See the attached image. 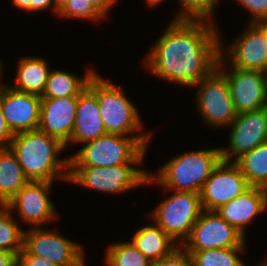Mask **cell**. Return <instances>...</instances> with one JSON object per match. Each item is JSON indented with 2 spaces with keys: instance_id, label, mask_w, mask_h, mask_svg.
Returning <instances> with one entry per match:
<instances>
[{
  "instance_id": "6da1fadb",
  "label": "cell",
  "mask_w": 267,
  "mask_h": 266,
  "mask_svg": "<svg viewBox=\"0 0 267 266\" xmlns=\"http://www.w3.org/2000/svg\"><path fill=\"white\" fill-rule=\"evenodd\" d=\"M213 21L173 19L144 63L170 83L194 87L209 75L221 55V39Z\"/></svg>"
},
{
  "instance_id": "7a4b0ae2",
  "label": "cell",
  "mask_w": 267,
  "mask_h": 266,
  "mask_svg": "<svg viewBox=\"0 0 267 266\" xmlns=\"http://www.w3.org/2000/svg\"><path fill=\"white\" fill-rule=\"evenodd\" d=\"M9 147L29 181L69 180L70 160L57 158L66 148L58 139L37 129L14 134Z\"/></svg>"
},
{
  "instance_id": "3957f363",
  "label": "cell",
  "mask_w": 267,
  "mask_h": 266,
  "mask_svg": "<svg viewBox=\"0 0 267 266\" xmlns=\"http://www.w3.org/2000/svg\"><path fill=\"white\" fill-rule=\"evenodd\" d=\"M152 133L124 136L106 133L88 141L74 155L70 166L109 167L121 164L141 165Z\"/></svg>"
},
{
  "instance_id": "277c9868",
  "label": "cell",
  "mask_w": 267,
  "mask_h": 266,
  "mask_svg": "<svg viewBox=\"0 0 267 266\" xmlns=\"http://www.w3.org/2000/svg\"><path fill=\"white\" fill-rule=\"evenodd\" d=\"M221 160L220 148L184 153L160 167L157 176L149 173L146 184L154 182L165 190L199 193Z\"/></svg>"
},
{
  "instance_id": "5b68a950",
  "label": "cell",
  "mask_w": 267,
  "mask_h": 266,
  "mask_svg": "<svg viewBox=\"0 0 267 266\" xmlns=\"http://www.w3.org/2000/svg\"><path fill=\"white\" fill-rule=\"evenodd\" d=\"M95 73L87 87L96 95L100 116L106 133L127 136L139 132L142 121L139 112L121 90L108 80Z\"/></svg>"
},
{
  "instance_id": "8992f818",
  "label": "cell",
  "mask_w": 267,
  "mask_h": 266,
  "mask_svg": "<svg viewBox=\"0 0 267 266\" xmlns=\"http://www.w3.org/2000/svg\"><path fill=\"white\" fill-rule=\"evenodd\" d=\"M202 211L199 193L175 191L159 203L150 216L177 245L179 239L182 245Z\"/></svg>"
},
{
  "instance_id": "52a82bcc",
  "label": "cell",
  "mask_w": 267,
  "mask_h": 266,
  "mask_svg": "<svg viewBox=\"0 0 267 266\" xmlns=\"http://www.w3.org/2000/svg\"><path fill=\"white\" fill-rule=\"evenodd\" d=\"M132 165L121 164L109 167L69 166L71 183L92 188L104 193H124L144 185L149 173Z\"/></svg>"
},
{
  "instance_id": "ba28073f",
  "label": "cell",
  "mask_w": 267,
  "mask_h": 266,
  "mask_svg": "<svg viewBox=\"0 0 267 266\" xmlns=\"http://www.w3.org/2000/svg\"><path fill=\"white\" fill-rule=\"evenodd\" d=\"M199 85V87H198ZM195 97L197 109L210 127L229 126L237 117L225 74L216 67L201 79Z\"/></svg>"
},
{
  "instance_id": "9c48e42d",
  "label": "cell",
  "mask_w": 267,
  "mask_h": 266,
  "mask_svg": "<svg viewBox=\"0 0 267 266\" xmlns=\"http://www.w3.org/2000/svg\"><path fill=\"white\" fill-rule=\"evenodd\" d=\"M23 248L31 255L45 258L57 266H84L83 247L42 227L24 231Z\"/></svg>"
},
{
  "instance_id": "30bf717a",
  "label": "cell",
  "mask_w": 267,
  "mask_h": 266,
  "mask_svg": "<svg viewBox=\"0 0 267 266\" xmlns=\"http://www.w3.org/2000/svg\"><path fill=\"white\" fill-rule=\"evenodd\" d=\"M245 236L215 211L203 210L189 237L181 245L186 251L246 247Z\"/></svg>"
},
{
  "instance_id": "8fae6325",
  "label": "cell",
  "mask_w": 267,
  "mask_h": 266,
  "mask_svg": "<svg viewBox=\"0 0 267 266\" xmlns=\"http://www.w3.org/2000/svg\"><path fill=\"white\" fill-rule=\"evenodd\" d=\"M225 57V54L220 55L217 67L219 69L223 68L221 71L227 78L230 95L237 114L267 107V86L264 72L243 70L232 66L228 72L224 68L227 60L224 59Z\"/></svg>"
},
{
  "instance_id": "7c38bea8",
  "label": "cell",
  "mask_w": 267,
  "mask_h": 266,
  "mask_svg": "<svg viewBox=\"0 0 267 266\" xmlns=\"http://www.w3.org/2000/svg\"><path fill=\"white\" fill-rule=\"evenodd\" d=\"M249 187L235 162L221 160L199 192L202 209L216 211Z\"/></svg>"
},
{
  "instance_id": "4fadbf2b",
  "label": "cell",
  "mask_w": 267,
  "mask_h": 266,
  "mask_svg": "<svg viewBox=\"0 0 267 266\" xmlns=\"http://www.w3.org/2000/svg\"><path fill=\"white\" fill-rule=\"evenodd\" d=\"M52 184L47 181H28L5 207L12 213L18 211L23 223L40 227L57 218L56 208L49 198Z\"/></svg>"
},
{
  "instance_id": "5bb4252c",
  "label": "cell",
  "mask_w": 267,
  "mask_h": 266,
  "mask_svg": "<svg viewBox=\"0 0 267 266\" xmlns=\"http://www.w3.org/2000/svg\"><path fill=\"white\" fill-rule=\"evenodd\" d=\"M229 148H220L222 160L235 162L256 146L267 142V107L237 114L229 125Z\"/></svg>"
},
{
  "instance_id": "9a60e30c",
  "label": "cell",
  "mask_w": 267,
  "mask_h": 266,
  "mask_svg": "<svg viewBox=\"0 0 267 266\" xmlns=\"http://www.w3.org/2000/svg\"><path fill=\"white\" fill-rule=\"evenodd\" d=\"M0 106L13 134L37 130L40 121L41 96L5 86L0 94Z\"/></svg>"
},
{
  "instance_id": "2e32d148",
  "label": "cell",
  "mask_w": 267,
  "mask_h": 266,
  "mask_svg": "<svg viewBox=\"0 0 267 266\" xmlns=\"http://www.w3.org/2000/svg\"><path fill=\"white\" fill-rule=\"evenodd\" d=\"M247 25L246 30L232 44H228L227 49H223L226 46L221 40V54L228 50L226 58L230 61L228 65L232 67L264 72L267 68L266 36L256 23L249 22Z\"/></svg>"
},
{
  "instance_id": "e0dca14e",
  "label": "cell",
  "mask_w": 267,
  "mask_h": 266,
  "mask_svg": "<svg viewBox=\"0 0 267 266\" xmlns=\"http://www.w3.org/2000/svg\"><path fill=\"white\" fill-rule=\"evenodd\" d=\"M77 103L78 96L41 98L38 130L58 139L67 147L73 133Z\"/></svg>"
},
{
  "instance_id": "ac0fdd59",
  "label": "cell",
  "mask_w": 267,
  "mask_h": 266,
  "mask_svg": "<svg viewBox=\"0 0 267 266\" xmlns=\"http://www.w3.org/2000/svg\"><path fill=\"white\" fill-rule=\"evenodd\" d=\"M267 208V189L250 186L241 195L221 206L215 212L244 236L246 226Z\"/></svg>"
},
{
  "instance_id": "d6986e66",
  "label": "cell",
  "mask_w": 267,
  "mask_h": 266,
  "mask_svg": "<svg viewBox=\"0 0 267 266\" xmlns=\"http://www.w3.org/2000/svg\"><path fill=\"white\" fill-rule=\"evenodd\" d=\"M106 134L96 95L86 87L78 95L76 119L70 142L84 143Z\"/></svg>"
},
{
  "instance_id": "ffe728a7",
  "label": "cell",
  "mask_w": 267,
  "mask_h": 266,
  "mask_svg": "<svg viewBox=\"0 0 267 266\" xmlns=\"http://www.w3.org/2000/svg\"><path fill=\"white\" fill-rule=\"evenodd\" d=\"M131 240L151 263L168 256L179 246L156 224L140 228Z\"/></svg>"
},
{
  "instance_id": "44dd1931",
  "label": "cell",
  "mask_w": 267,
  "mask_h": 266,
  "mask_svg": "<svg viewBox=\"0 0 267 266\" xmlns=\"http://www.w3.org/2000/svg\"><path fill=\"white\" fill-rule=\"evenodd\" d=\"M16 84L11 88L42 95L46 86L48 75L50 73L47 61L37 57H23L20 59L17 68Z\"/></svg>"
},
{
  "instance_id": "7402d4cb",
  "label": "cell",
  "mask_w": 267,
  "mask_h": 266,
  "mask_svg": "<svg viewBox=\"0 0 267 266\" xmlns=\"http://www.w3.org/2000/svg\"><path fill=\"white\" fill-rule=\"evenodd\" d=\"M28 181L15 153L10 147H1L0 206H5Z\"/></svg>"
},
{
  "instance_id": "603a6c76",
  "label": "cell",
  "mask_w": 267,
  "mask_h": 266,
  "mask_svg": "<svg viewBox=\"0 0 267 266\" xmlns=\"http://www.w3.org/2000/svg\"><path fill=\"white\" fill-rule=\"evenodd\" d=\"M95 73L94 70L87 69L83 78H77L63 70H50L41 98L78 96L87 87L89 80Z\"/></svg>"
},
{
  "instance_id": "cb8c5ba5",
  "label": "cell",
  "mask_w": 267,
  "mask_h": 266,
  "mask_svg": "<svg viewBox=\"0 0 267 266\" xmlns=\"http://www.w3.org/2000/svg\"><path fill=\"white\" fill-rule=\"evenodd\" d=\"M235 163L250 186L267 189V142L243 154Z\"/></svg>"
},
{
  "instance_id": "d4e9b609",
  "label": "cell",
  "mask_w": 267,
  "mask_h": 266,
  "mask_svg": "<svg viewBox=\"0 0 267 266\" xmlns=\"http://www.w3.org/2000/svg\"><path fill=\"white\" fill-rule=\"evenodd\" d=\"M245 248L230 247L187 252L194 266H246L238 256Z\"/></svg>"
},
{
  "instance_id": "484cf974",
  "label": "cell",
  "mask_w": 267,
  "mask_h": 266,
  "mask_svg": "<svg viewBox=\"0 0 267 266\" xmlns=\"http://www.w3.org/2000/svg\"><path fill=\"white\" fill-rule=\"evenodd\" d=\"M12 212L0 206V250L18 255L23 249L24 231L12 218Z\"/></svg>"
},
{
  "instance_id": "4316f807",
  "label": "cell",
  "mask_w": 267,
  "mask_h": 266,
  "mask_svg": "<svg viewBox=\"0 0 267 266\" xmlns=\"http://www.w3.org/2000/svg\"><path fill=\"white\" fill-rule=\"evenodd\" d=\"M105 262L111 266H151V262L129 242L108 245Z\"/></svg>"
},
{
  "instance_id": "83f0119b",
  "label": "cell",
  "mask_w": 267,
  "mask_h": 266,
  "mask_svg": "<svg viewBox=\"0 0 267 266\" xmlns=\"http://www.w3.org/2000/svg\"><path fill=\"white\" fill-rule=\"evenodd\" d=\"M219 0H180L182 11L179 10L173 19L207 20L211 16Z\"/></svg>"
},
{
  "instance_id": "f1b7e54d",
  "label": "cell",
  "mask_w": 267,
  "mask_h": 266,
  "mask_svg": "<svg viewBox=\"0 0 267 266\" xmlns=\"http://www.w3.org/2000/svg\"><path fill=\"white\" fill-rule=\"evenodd\" d=\"M58 15L60 17L67 16L68 18L85 19L93 22L104 19L88 0H69Z\"/></svg>"
},
{
  "instance_id": "f546056e",
  "label": "cell",
  "mask_w": 267,
  "mask_h": 266,
  "mask_svg": "<svg viewBox=\"0 0 267 266\" xmlns=\"http://www.w3.org/2000/svg\"><path fill=\"white\" fill-rule=\"evenodd\" d=\"M151 266H194L190 254L178 246L168 256L151 263Z\"/></svg>"
},
{
  "instance_id": "4dcf8cb0",
  "label": "cell",
  "mask_w": 267,
  "mask_h": 266,
  "mask_svg": "<svg viewBox=\"0 0 267 266\" xmlns=\"http://www.w3.org/2000/svg\"><path fill=\"white\" fill-rule=\"evenodd\" d=\"M239 4L244 6L250 12V23H257L267 19V0H237Z\"/></svg>"
},
{
  "instance_id": "1f68e13d",
  "label": "cell",
  "mask_w": 267,
  "mask_h": 266,
  "mask_svg": "<svg viewBox=\"0 0 267 266\" xmlns=\"http://www.w3.org/2000/svg\"><path fill=\"white\" fill-rule=\"evenodd\" d=\"M17 265L18 266H57L51 261L29 254L24 248L17 255Z\"/></svg>"
},
{
  "instance_id": "d6a6232c",
  "label": "cell",
  "mask_w": 267,
  "mask_h": 266,
  "mask_svg": "<svg viewBox=\"0 0 267 266\" xmlns=\"http://www.w3.org/2000/svg\"><path fill=\"white\" fill-rule=\"evenodd\" d=\"M13 137L14 134L9 129L0 106V148L9 147Z\"/></svg>"
},
{
  "instance_id": "836d02e7",
  "label": "cell",
  "mask_w": 267,
  "mask_h": 266,
  "mask_svg": "<svg viewBox=\"0 0 267 266\" xmlns=\"http://www.w3.org/2000/svg\"><path fill=\"white\" fill-rule=\"evenodd\" d=\"M95 9L105 18L116 0H88Z\"/></svg>"
},
{
  "instance_id": "e575fe53",
  "label": "cell",
  "mask_w": 267,
  "mask_h": 266,
  "mask_svg": "<svg viewBox=\"0 0 267 266\" xmlns=\"http://www.w3.org/2000/svg\"><path fill=\"white\" fill-rule=\"evenodd\" d=\"M53 7V11H55L54 0H33L30 2L29 12L46 10Z\"/></svg>"
},
{
  "instance_id": "d590c367",
  "label": "cell",
  "mask_w": 267,
  "mask_h": 266,
  "mask_svg": "<svg viewBox=\"0 0 267 266\" xmlns=\"http://www.w3.org/2000/svg\"><path fill=\"white\" fill-rule=\"evenodd\" d=\"M17 264V255L15 253L0 250V266H15Z\"/></svg>"
},
{
  "instance_id": "8d00e7d4",
  "label": "cell",
  "mask_w": 267,
  "mask_h": 266,
  "mask_svg": "<svg viewBox=\"0 0 267 266\" xmlns=\"http://www.w3.org/2000/svg\"><path fill=\"white\" fill-rule=\"evenodd\" d=\"M30 2H33V0H12V5L29 12Z\"/></svg>"
},
{
  "instance_id": "74e56055",
  "label": "cell",
  "mask_w": 267,
  "mask_h": 266,
  "mask_svg": "<svg viewBox=\"0 0 267 266\" xmlns=\"http://www.w3.org/2000/svg\"><path fill=\"white\" fill-rule=\"evenodd\" d=\"M69 0H54L55 5V13H58L63 9V7L67 4Z\"/></svg>"
},
{
  "instance_id": "f35d334b",
  "label": "cell",
  "mask_w": 267,
  "mask_h": 266,
  "mask_svg": "<svg viewBox=\"0 0 267 266\" xmlns=\"http://www.w3.org/2000/svg\"><path fill=\"white\" fill-rule=\"evenodd\" d=\"M263 31L267 39V19L261 20L256 23Z\"/></svg>"
},
{
  "instance_id": "ab89813d",
  "label": "cell",
  "mask_w": 267,
  "mask_h": 266,
  "mask_svg": "<svg viewBox=\"0 0 267 266\" xmlns=\"http://www.w3.org/2000/svg\"><path fill=\"white\" fill-rule=\"evenodd\" d=\"M146 1H147L146 3H148V6L151 7V5L155 6V5L159 4V3H162V1H164V0H146Z\"/></svg>"
},
{
  "instance_id": "60d3db41",
  "label": "cell",
  "mask_w": 267,
  "mask_h": 266,
  "mask_svg": "<svg viewBox=\"0 0 267 266\" xmlns=\"http://www.w3.org/2000/svg\"><path fill=\"white\" fill-rule=\"evenodd\" d=\"M2 68H3V64H2V62H0V77H1V74H2ZM4 87H5V85L4 84H1V82H0V94H1V92H2V90H3Z\"/></svg>"
},
{
  "instance_id": "b9f144b4",
  "label": "cell",
  "mask_w": 267,
  "mask_h": 266,
  "mask_svg": "<svg viewBox=\"0 0 267 266\" xmlns=\"http://www.w3.org/2000/svg\"><path fill=\"white\" fill-rule=\"evenodd\" d=\"M264 74H265V82H266V86H267V68L265 69Z\"/></svg>"
},
{
  "instance_id": "7bdbcfd3",
  "label": "cell",
  "mask_w": 267,
  "mask_h": 266,
  "mask_svg": "<svg viewBox=\"0 0 267 266\" xmlns=\"http://www.w3.org/2000/svg\"><path fill=\"white\" fill-rule=\"evenodd\" d=\"M259 266H267V261L263 262V263H260Z\"/></svg>"
}]
</instances>
